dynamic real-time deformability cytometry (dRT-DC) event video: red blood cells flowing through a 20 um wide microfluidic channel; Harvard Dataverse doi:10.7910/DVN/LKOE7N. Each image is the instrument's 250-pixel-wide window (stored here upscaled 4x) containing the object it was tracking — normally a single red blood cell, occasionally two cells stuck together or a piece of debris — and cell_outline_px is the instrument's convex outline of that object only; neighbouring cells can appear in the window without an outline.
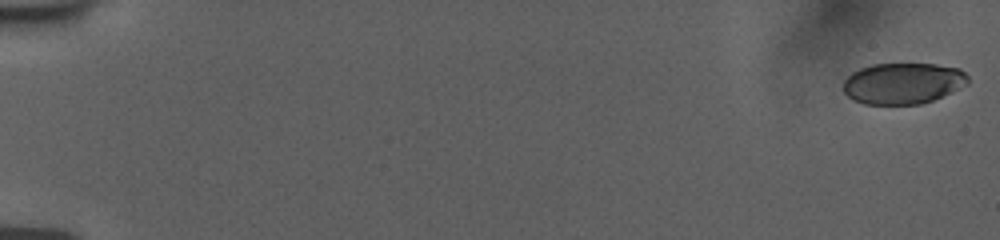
{"species": "human", "species_latin": "Homo sapiens", "temperature_condition": "room temperature", "stored_images_in_passage": 55, "camera_frame_rate_fps": 3000, "um_per_image_px": 0.085, "donor": {"sex": "female"}, "frame": {"image": 1, "passage_image": 1, "time_ms": 0.0, "image_size_px": [1000, 240], "cell_outline_px": [[968, 84], [932, 100], [920, 104], [864, 104], [848, 96], [844, 92], [844, 80], [852, 72], [860, 68], [872, 64], [936, 64], [960, 68], [968, 76]], "centroid_in_image_um": [76.75, 7.07], "position_along_channel_um": 8.2, "area_um2": 29.77}}
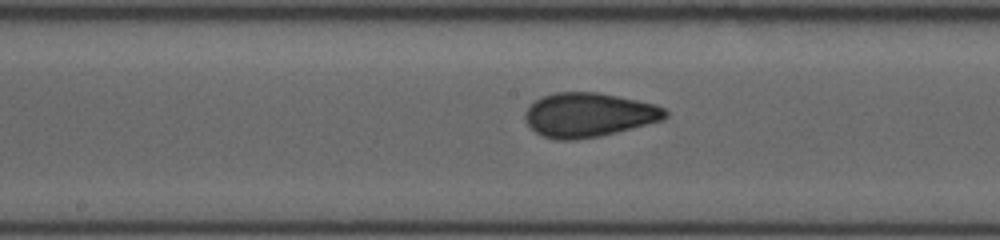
{"frame": {"image": 2, "passage_image": 31, "time_ms": 10.0, "image_size_px": [1000, 240], "cell_outline_px": [[668, 116], [664, 120], [600, 136], [576, 140], [556, 140], [544, 136], [536, 132], [524, 120], [524, 112], [528, 104], [544, 96], [556, 92], [596, 92], [656, 104], [664, 108], [668, 112]], "centroid_in_image_um": [50.03, 9.77], "position_along_channel_um": 198.2, "area_um2": 36.18}}
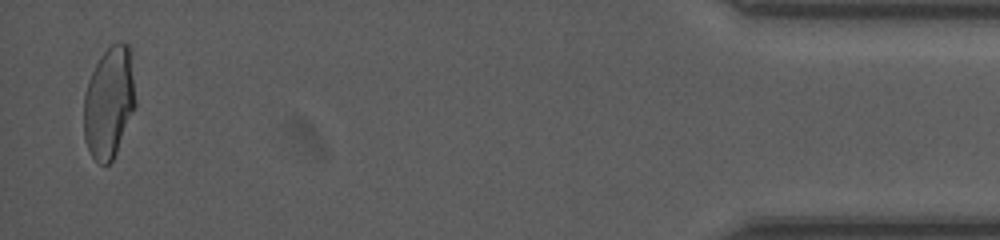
{"frame": {"image": 3, "passage_image": 55, "time_ms": 18.0, "image_size_px": [1000, 240], "cell_outline_px": [[136, 104], [116, 152], [112, 160], [108, 164], [100, 164], [92, 156], [84, 140], [84, 96], [88, 80], [100, 56], [112, 44], [120, 40], [128, 44], [136, 100]], "centroid_in_image_um": [9.25, 8.7], "position_along_channel_um": 425.9, "area_um2": 33.18}, "authors_computed_cell_mechanics": {"area_um2": 34.4488, "velocity_mm_per_s": 3.7756, "shape_relaxation_time_tau1_ms": null, "shape_relaxation_time_tau2_ms": 0.8925, "deformation_change_tau1": null, "deformation_change_tau2": 0.0613}}